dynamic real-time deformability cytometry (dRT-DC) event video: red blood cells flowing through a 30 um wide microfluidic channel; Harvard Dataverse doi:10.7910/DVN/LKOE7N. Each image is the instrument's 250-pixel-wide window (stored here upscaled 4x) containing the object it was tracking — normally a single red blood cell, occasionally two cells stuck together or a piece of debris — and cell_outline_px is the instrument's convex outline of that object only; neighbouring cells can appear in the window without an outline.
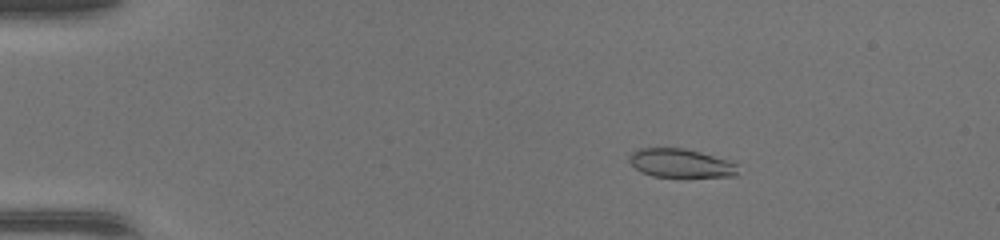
{"species": "common noctule bat (a hibernating species)", "species_latin": "Nyctalus noctula", "temperature_condition": "warm", "stored_images_in_passage": 47, "camera_frame_rate_fps": 3000, "um_per_image_px": 0.085, "animal": {"sex": "female", "body_mass_g": 17.0, "forearm_length_mm": 48.0}, "frame": {"image": 1, "passage_image": 8, "time_ms": 2.333, "image_size_px": [1000, 240], "cell_outline_px": [[736, 176], [652, 176], [640, 172], [628, 160], [628, 156], [632, 152], [640, 148], [684, 148], [700, 152], [728, 160], [736, 164]], "centroid_in_image_um": [57.8, 13.86], "position_along_channel_um": 27.2, "area_um2": 17.86}}
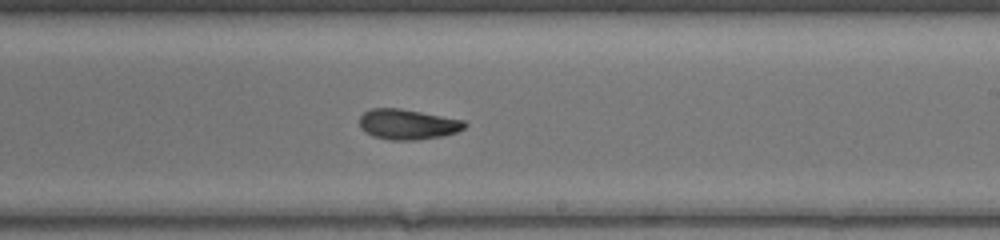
{"frame": {"image": 2, "passage_image": 29, "time_ms": 9.333, "image_size_px": [1000, 240], "cell_outline_px": [[468, 124], [464, 128], [456, 132], [444, 136], [416, 140], [392, 140], [372, 136], [360, 128], [360, 116], [364, 112], [372, 108], [400, 108], [464, 120]], "centroid_in_image_um": [34.66, 10.57], "position_along_channel_um": 254.3, "area_um2": 18.61}}
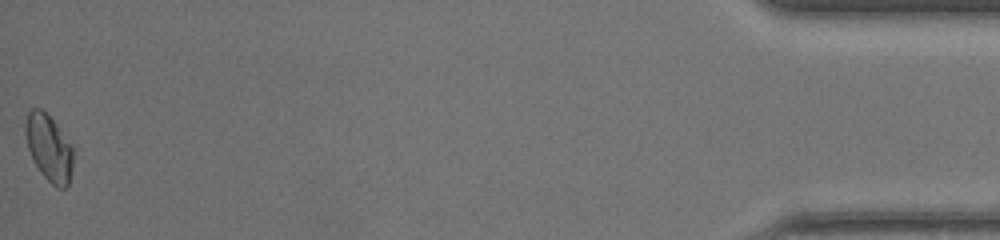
{"frame": {"image": 3, "passage_image": 47, "time_ms": 15.333, "image_size_px": [1000, 240], "cell_outline_px": [[76, 148], [72, 168], [68, 184], [64, 188], [56, 188], [40, 172], [28, 148], [24, 132], [24, 124], [28, 112], [32, 108], [40, 108], [56, 124]], "centroid_in_image_um": [4.19, 12.56], "position_along_channel_um": 431.0, "area_um2": 18.73}}